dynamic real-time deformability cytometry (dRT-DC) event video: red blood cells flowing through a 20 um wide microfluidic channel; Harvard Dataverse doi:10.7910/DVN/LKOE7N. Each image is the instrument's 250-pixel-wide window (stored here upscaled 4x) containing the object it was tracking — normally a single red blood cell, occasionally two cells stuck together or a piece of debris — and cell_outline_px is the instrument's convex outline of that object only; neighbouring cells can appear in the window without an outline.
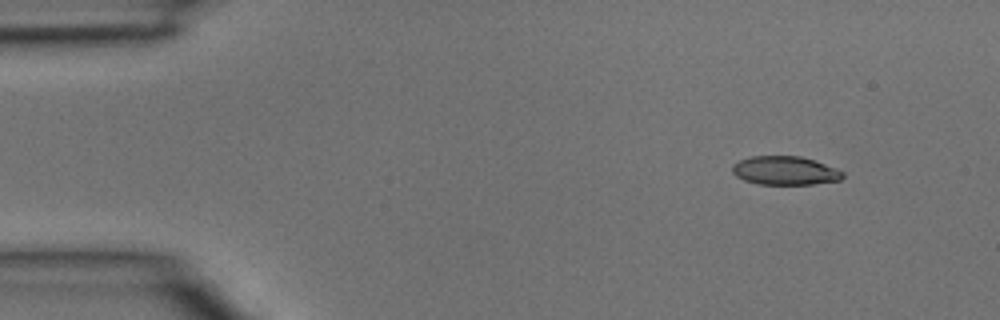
{"species": "common noctule bat (a hibernating species)", "species_latin": "Nyctalus noctula", "temperature_condition": "room temperature", "stored_images_in_passage": 36, "camera_frame_rate_fps": 3000, "um_per_image_px": 0.085, "animal": {"sex": "male", "body_mass_g": 15.6}, "frame": {"image": 1, "passage_image": 1, "time_ms": 0.0, "image_size_px": [1000, 320], "cell_outline_px": [[844, 176], [840, 180], [812, 184], [760, 184], [744, 180], [736, 176], [732, 172], [732, 164], [740, 160], [752, 156], [800, 156], [816, 160], [836, 168], [844, 172]], "centroid_in_image_um": [66.74, 14.49], "position_along_channel_um": 18.3, "area_um2": 18.5}}
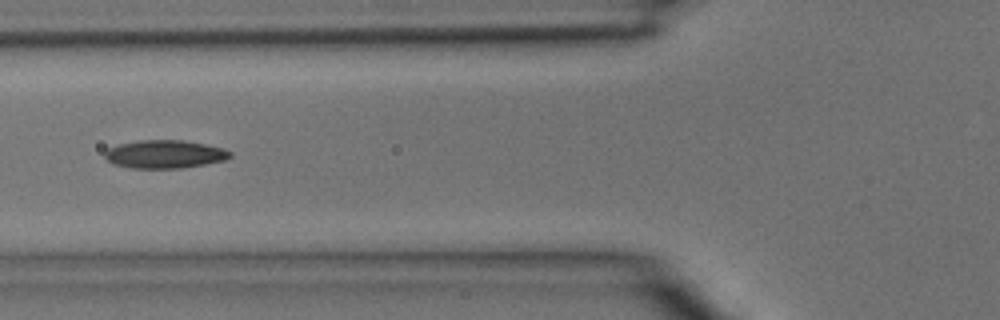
{"frame": {"image": 2, "passage_image": 12, "time_ms": 3.667, "image_size_px": [1000, 320], "cell_outline_px": [[232, 156], [224, 160], [204, 164], [180, 168], [132, 168], [112, 164], [104, 156], [104, 152], [108, 148], [116, 144], [140, 140], [184, 140], [224, 148], [232, 152]], "centroid_in_image_um": [13.97, 13.1], "position_along_channel_um": 111.8, "area_um2": 20.63}}
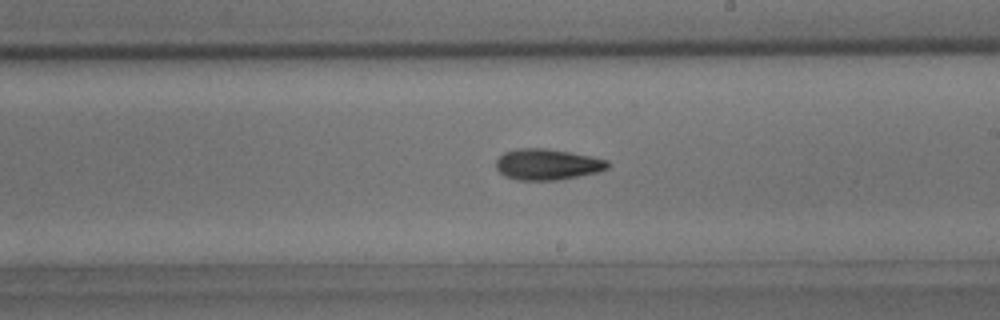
{"frame": {"image": 3, "passage_image": 20, "time_ms": 6.333, "image_size_px": [1000, 320], "cell_outline_px": [[612, 164], [608, 168], [596, 172], [556, 180], [516, 180], [504, 176], [496, 168], [496, 160], [504, 152], [516, 148], [544, 148], [592, 156], [608, 160]], "centroid_in_image_um": [46.51, 13.97], "position_along_channel_um": 242.5, "area_um2": 20.17}}